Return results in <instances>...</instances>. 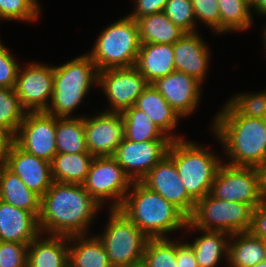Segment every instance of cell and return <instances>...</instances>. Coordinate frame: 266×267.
Here are the masks:
<instances>
[{
  "label": "cell",
  "instance_id": "6da1fadb",
  "mask_svg": "<svg viewBox=\"0 0 266 267\" xmlns=\"http://www.w3.org/2000/svg\"><path fill=\"white\" fill-rule=\"evenodd\" d=\"M102 208L83 184L53 182L41 197L40 232L65 237L90 234Z\"/></svg>",
  "mask_w": 266,
  "mask_h": 267
},
{
  "label": "cell",
  "instance_id": "7a4b0ae2",
  "mask_svg": "<svg viewBox=\"0 0 266 267\" xmlns=\"http://www.w3.org/2000/svg\"><path fill=\"white\" fill-rule=\"evenodd\" d=\"M210 125L228 165L256 167L266 162V122L241 116L228 102Z\"/></svg>",
  "mask_w": 266,
  "mask_h": 267
},
{
  "label": "cell",
  "instance_id": "3957f363",
  "mask_svg": "<svg viewBox=\"0 0 266 267\" xmlns=\"http://www.w3.org/2000/svg\"><path fill=\"white\" fill-rule=\"evenodd\" d=\"M119 210L149 238H170V233L184 231L188 223L177 207L141 181L132 182Z\"/></svg>",
  "mask_w": 266,
  "mask_h": 267
},
{
  "label": "cell",
  "instance_id": "277c9868",
  "mask_svg": "<svg viewBox=\"0 0 266 267\" xmlns=\"http://www.w3.org/2000/svg\"><path fill=\"white\" fill-rule=\"evenodd\" d=\"M98 69L91 57L84 53L62 65L54 66L52 99L46 113L55 117L73 115L91 88L98 86ZM76 109V110H75Z\"/></svg>",
  "mask_w": 266,
  "mask_h": 267
},
{
  "label": "cell",
  "instance_id": "5b68a950",
  "mask_svg": "<svg viewBox=\"0 0 266 267\" xmlns=\"http://www.w3.org/2000/svg\"><path fill=\"white\" fill-rule=\"evenodd\" d=\"M186 139L172 140L167 155L174 161L186 192L196 202L210 193L223 160L216 151Z\"/></svg>",
  "mask_w": 266,
  "mask_h": 267
},
{
  "label": "cell",
  "instance_id": "8992f818",
  "mask_svg": "<svg viewBox=\"0 0 266 267\" xmlns=\"http://www.w3.org/2000/svg\"><path fill=\"white\" fill-rule=\"evenodd\" d=\"M106 26L87 53L98 71L135 66L141 45L137 21L126 15Z\"/></svg>",
  "mask_w": 266,
  "mask_h": 267
},
{
  "label": "cell",
  "instance_id": "52a82bcc",
  "mask_svg": "<svg viewBox=\"0 0 266 267\" xmlns=\"http://www.w3.org/2000/svg\"><path fill=\"white\" fill-rule=\"evenodd\" d=\"M104 232L96 233L107 251L112 267H127L142 263L150 239L119 209H109Z\"/></svg>",
  "mask_w": 266,
  "mask_h": 267
},
{
  "label": "cell",
  "instance_id": "ba28073f",
  "mask_svg": "<svg viewBox=\"0 0 266 267\" xmlns=\"http://www.w3.org/2000/svg\"><path fill=\"white\" fill-rule=\"evenodd\" d=\"M253 209L248 203L217 199L209 193L195 202L188 223L193 228L221 231L229 235L249 232Z\"/></svg>",
  "mask_w": 266,
  "mask_h": 267
},
{
  "label": "cell",
  "instance_id": "9c48e42d",
  "mask_svg": "<svg viewBox=\"0 0 266 267\" xmlns=\"http://www.w3.org/2000/svg\"><path fill=\"white\" fill-rule=\"evenodd\" d=\"M131 184L117 161L106 156L94 157L83 186L98 204L104 208L109 205L111 210L121 207Z\"/></svg>",
  "mask_w": 266,
  "mask_h": 267
},
{
  "label": "cell",
  "instance_id": "30bf717a",
  "mask_svg": "<svg viewBox=\"0 0 266 267\" xmlns=\"http://www.w3.org/2000/svg\"><path fill=\"white\" fill-rule=\"evenodd\" d=\"M54 65L31 61L21 65L15 91L27 112L46 111L52 99Z\"/></svg>",
  "mask_w": 266,
  "mask_h": 267
},
{
  "label": "cell",
  "instance_id": "8fae6325",
  "mask_svg": "<svg viewBox=\"0 0 266 267\" xmlns=\"http://www.w3.org/2000/svg\"><path fill=\"white\" fill-rule=\"evenodd\" d=\"M149 85L135 66L106 69L98 72V86L107 98L106 112H123L134 106L137 98Z\"/></svg>",
  "mask_w": 266,
  "mask_h": 267
},
{
  "label": "cell",
  "instance_id": "7c38bea8",
  "mask_svg": "<svg viewBox=\"0 0 266 267\" xmlns=\"http://www.w3.org/2000/svg\"><path fill=\"white\" fill-rule=\"evenodd\" d=\"M210 194L221 200L248 203L256 208L261 202L258 192V176L255 167L219 166Z\"/></svg>",
  "mask_w": 266,
  "mask_h": 267
},
{
  "label": "cell",
  "instance_id": "4fadbf2b",
  "mask_svg": "<svg viewBox=\"0 0 266 267\" xmlns=\"http://www.w3.org/2000/svg\"><path fill=\"white\" fill-rule=\"evenodd\" d=\"M14 137L21 149L51 162L57 154L56 117L45 111L27 112Z\"/></svg>",
  "mask_w": 266,
  "mask_h": 267
},
{
  "label": "cell",
  "instance_id": "5bb4252c",
  "mask_svg": "<svg viewBox=\"0 0 266 267\" xmlns=\"http://www.w3.org/2000/svg\"><path fill=\"white\" fill-rule=\"evenodd\" d=\"M171 142H134L125 138L112 157L132 182L141 181L168 154Z\"/></svg>",
  "mask_w": 266,
  "mask_h": 267
},
{
  "label": "cell",
  "instance_id": "9a60e30c",
  "mask_svg": "<svg viewBox=\"0 0 266 267\" xmlns=\"http://www.w3.org/2000/svg\"><path fill=\"white\" fill-rule=\"evenodd\" d=\"M88 152L94 157L113 156L125 139V124L121 113L102 111L84 116Z\"/></svg>",
  "mask_w": 266,
  "mask_h": 267
},
{
  "label": "cell",
  "instance_id": "2e32d148",
  "mask_svg": "<svg viewBox=\"0 0 266 267\" xmlns=\"http://www.w3.org/2000/svg\"><path fill=\"white\" fill-rule=\"evenodd\" d=\"M150 190L163 196L187 218L195 208V201L188 195L174 161L166 155L141 180Z\"/></svg>",
  "mask_w": 266,
  "mask_h": 267
},
{
  "label": "cell",
  "instance_id": "e0dca14e",
  "mask_svg": "<svg viewBox=\"0 0 266 267\" xmlns=\"http://www.w3.org/2000/svg\"><path fill=\"white\" fill-rule=\"evenodd\" d=\"M152 85L183 119L194 114L201 103L203 84L184 72L174 70L158 78Z\"/></svg>",
  "mask_w": 266,
  "mask_h": 267
},
{
  "label": "cell",
  "instance_id": "ac0fdd59",
  "mask_svg": "<svg viewBox=\"0 0 266 267\" xmlns=\"http://www.w3.org/2000/svg\"><path fill=\"white\" fill-rule=\"evenodd\" d=\"M4 165L40 197L54 182L50 162L24 151L15 142L11 146Z\"/></svg>",
  "mask_w": 266,
  "mask_h": 267
},
{
  "label": "cell",
  "instance_id": "d6986e66",
  "mask_svg": "<svg viewBox=\"0 0 266 267\" xmlns=\"http://www.w3.org/2000/svg\"><path fill=\"white\" fill-rule=\"evenodd\" d=\"M210 50L201 33H185L173 44L175 70L184 72L203 84L212 59Z\"/></svg>",
  "mask_w": 266,
  "mask_h": 267
},
{
  "label": "cell",
  "instance_id": "ffe728a7",
  "mask_svg": "<svg viewBox=\"0 0 266 267\" xmlns=\"http://www.w3.org/2000/svg\"><path fill=\"white\" fill-rule=\"evenodd\" d=\"M38 218L0 200V241L30 244L39 234Z\"/></svg>",
  "mask_w": 266,
  "mask_h": 267
},
{
  "label": "cell",
  "instance_id": "44dd1931",
  "mask_svg": "<svg viewBox=\"0 0 266 267\" xmlns=\"http://www.w3.org/2000/svg\"><path fill=\"white\" fill-rule=\"evenodd\" d=\"M146 113L151 121L170 139L179 140L185 138L181 133H174L181 117L174 111L158 90L149 84L137 98L134 105ZM178 134V135H177Z\"/></svg>",
  "mask_w": 266,
  "mask_h": 267
},
{
  "label": "cell",
  "instance_id": "7402d4cb",
  "mask_svg": "<svg viewBox=\"0 0 266 267\" xmlns=\"http://www.w3.org/2000/svg\"><path fill=\"white\" fill-rule=\"evenodd\" d=\"M69 237L40 233L28 245L27 267H69Z\"/></svg>",
  "mask_w": 266,
  "mask_h": 267
},
{
  "label": "cell",
  "instance_id": "603a6c76",
  "mask_svg": "<svg viewBox=\"0 0 266 267\" xmlns=\"http://www.w3.org/2000/svg\"><path fill=\"white\" fill-rule=\"evenodd\" d=\"M149 84L175 70L173 44L142 43L135 64Z\"/></svg>",
  "mask_w": 266,
  "mask_h": 267
},
{
  "label": "cell",
  "instance_id": "cb8c5ba5",
  "mask_svg": "<svg viewBox=\"0 0 266 267\" xmlns=\"http://www.w3.org/2000/svg\"><path fill=\"white\" fill-rule=\"evenodd\" d=\"M196 231L201 233L191 242L199 267H218L222 261L227 262L230 235L221 231H207L193 228L187 223L184 233ZM192 231V232H191ZM222 258H225L222 260Z\"/></svg>",
  "mask_w": 266,
  "mask_h": 267
},
{
  "label": "cell",
  "instance_id": "d4e9b609",
  "mask_svg": "<svg viewBox=\"0 0 266 267\" xmlns=\"http://www.w3.org/2000/svg\"><path fill=\"white\" fill-rule=\"evenodd\" d=\"M0 200L39 217L41 197L5 165L0 169Z\"/></svg>",
  "mask_w": 266,
  "mask_h": 267
},
{
  "label": "cell",
  "instance_id": "484cf974",
  "mask_svg": "<svg viewBox=\"0 0 266 267\" xmlns=\"http://www.w3.org/2000/svg\"><path fill=\"white\" fill-rule=\"evenodd\" d=\"M91 234L69 237V267H112L103 243Z\"/></svg>",
  "mask_w": 266,
  "mask_h": 267
},
{
  "label": "cell",
  "instance_id": "4316f807",
  "mask_svg": "<svg viewBox=\"0 0 266 267\" xmlns=\"http://www.w3.org/2000/svg\"><path fill=\"white\" fill-rule=\"evenodd\" d=\"M264 259L263 240L250 232L230 235L228 242V267H253Z\"/></svg>",
  "mask_w": 266,
  "mask_h": 267
},
{
  "label": "cell",
  "instance_id": "83f0119b",
  "mask_svg": "<svg viewBox=\"0 0 266 267\" xmlns=\"http://www.w3.org/2000/svg\"><path fill=\"white\" fill-rule=\"evenodd\" d=\"M93 159L90 153H57L50 162L53 181L83 184Z\"/></svg>",
  "mask_w": 266,
  "mask_h": 267
},
{
  "label": "cell",
  "instance_id": "f1b7e54d",
  "mask_svg": "<svg viewBox=\"0 0 266 267\" xmlns=\"http://www.w3.org/2000/svg\"><path fill=\"white\" fill-rule=\"evenodd\" d=\"M140 43L174 44L186 32L175 25L164 12L136 20Z\"/></svg>",
  "mask_w": 266,
  "mask_h": 267
},
{
  "label": "cell",
  "instance_id": "f546056e",
  "mask_svg": "<svg viewBox=\"0 0 266 267\" xmlns=\"http://www.w3.org/2000/svg\"><path fill=\"white\" fill-rule=\"evenodd\" d=\"M84 116L56 117L57 153H89L85 139Z\"/></svg>",
  "mask_w": 266,
  "mask_h": 267
},
{
  "label": "cell",
  "instance_id": "4dcf8cb0",
  "mask_svg": "<svg viewBox=\"0 0 266 267\" xmlns=\"http://www.w3.org/2000/svg\"><path fill=\"white\" fill-rule=\"evenodd\" d=\"M125 124V138L134 142L172 141L151 119L135 106L121 112Z\"/></svg>",
  "mask_w": 266,
  "mask_h": 267
},
{
  "label": "cell",
  "instance_id": "1f68e13d",
  "mask_svg": "<svg viewBox=\"0 0 266 267\" xmlns=\"http://www.w3.org/2000/svg\"><path fill=\"white\" fill-rule=\"evenodd\" d=\"M220 10V35L249 30L254 17L244 0H217Z\"/></svg>",
  "mask_w": 266,
  "mask_h": 267
},
{
  "label": "cell",
  "instance_id": "d6a6232c",
  "mask_svg": "<svg viewBox=\"0 0 266 267\" xmlns=\"http://www.w3.org/2000/svg\"><path fill=\"white\" fill-rule=\"evenodd\" d=\"M144 267H179L176 262V239L150 238L143 254Z\"/></svg>",
  "mask_w": 266,
  "mask_h": 267
},
{
  "label": "cell",
  "instance_id": "836d02e7",
  "mask_svg": "<svg viewBox=\"0 0 266 267\" xmlns=\"http://www.w3.org/2000/svg\"><path fill=\"white\" fill-rule=\"evenodd\" d=\"M27 111L22 107L15 87H0V126L16 135Z\"/></svg>",
  "mask_w": 266,
  "mask_h": 267
},
{
  "label": "cell",
  "instance_id": "e575fe53",
  "mask_svg": "<svg viewBox=\"0 0 266 267\" xmlns=\"http://www.w3.org/2000/svg\"><path fill=\"white\" fill-rule=\"evenodd\" d=\"M41 6L38 0H0L1 20L35 22L41 17Z\"/></svg>",
  "mask_w": 266,
  "mask_h": 267
},
{
  "label": "cell",
  "instance_id": "d590c367",
  "mask_svg": "<svg viewBox=\"0 0 266 267\" xmlns=\"http://www.w3.org/2000/svg\"><path fill=\"white\" fill-rule=\"evenodd\" d=\"M237 93L227 102L241 115L249 118L266 117V90L252 93Z\"/></svg>",
  "mask_w": 266,
  "mask_h": 267
},
{
  "label": "cell",
  "instance_id": "8d00e7d4",
  "mask_svg": "<svg viewBox=\"0 0 266 267\" xmlns=\"http://www.w3.org/2000/svg\"><path fill=\"white\" fill-rule=\"evenodd\" d=\"M163 12L186 33L198 32L191 0H168Z\"/></svg>",
  "mask_w": 266,
  "mask_h": 267
},
{
  "label": "cell",
  "instance_id": "74e56055",
  "mask_svg": "<svg viewBox=\"0 0 266 267\" xmlns=\"http://www.w3.org/2000/svg\"><path fill=\"white\" fill-rule=\"evenodd\" d=\"M196 23L202 22L215 35L220 34V10L217 0H191Z\"/></svg>",
  "mask_w": 266,
  "mask_h": 267
},
{
  "label": "cell",
  "instance_id": "f35d334b",
  "mask_svg": "<svg viewBox=\"0 0 266 267\" xmlns=\"http://www.w3.org/2000/svg\"><path fill=\"white\" fill-rule=\"evenodd\" d=\"M26 243L0 241V267H27Z\"/></svg>",
  "mask_w": 266,
  "mask_h": 267
},
{
  "label": "cell",
  "instance_id": "ab89813d",
  "mask_svg": "<svg viewBox=\"0 0 266 267\" xmlns=\"http://www.w3.org/2000/svg\"><path fill=\"white\" fill-rule=\"evenodd\" d=\"M0 39V87L13 88L16 85V79L18 75L19 65L15 55L11 54V51L7 46L2 43Z\"/></svg>",
  "mask_w": 266,
  "mask_h": 267
},
{
  "label": "cell",
  "instance_id": "60d3db41",
  "mask_svg": "<svg viewBox=\"0 0 266 267\" xmlns=\"http://www.w3.org/2000/svg\"><path fill=\"white\" fill-rule=\"evenodd\" d=\"M135 4L133 11L127 14L135 21L148 15L163 12L168 0H132Z\"/></svg>",
  "mask_w": 266,
  "mask_h": 267
},
{
  "label": "cell",
  "instance_id": "b9f144b4",
  "mask_svg": "<svg viewBox=\"0 0 266 267\" xmlns=\"http://www.w3.org/2000/svg\"><path fill=\"white\" fill-rule=\"evenodd\" d=\"M249 232L256 238L266 239V201H262L253 209Z\"/></svg>",
  "mask_w": 266,
  "mask_h": 267
},
{
  "label": "cell",
  "instance_id": "7bdbcfd3",
  "mask_svg": "<svg viewBox=\"0 0 266 267\" xmlns=\"http://www.w3.org/2000/svg\"><path fill=\"white\" fill-rule=\"evenodd\" d=\"M176 239V262L179 267H199L194 250L188 240Z\"/></svg>",
  "mask_w": 266,
  "mask_h": 267
},
{
  "label": "cell",
  "instance_id": "ee69618b",
  "mask_svg": "<svg viewBox=\"0 0 266 267\" xmlns=\"http://www.w3.org/2000/svg\"><path fill=\"white\" fill-rule=\"evenodd\" d=\"M15 142L14 135L4 127L0 126V161L4 164Z\"/></svg>",
  "mask_w": 266,
  "mask_h": 267
},
{
  "label": "cell",
  "instance_id": "f6af8a7d",
  "mask_svg": "<svg viewBox=\"0 0 266 267\" xmlns=\"http://www.w3.org/2000/svg\"><path fill=\"white\" fill-rule=\"evenodd\" d=\"M258 176V192L262 201H266V162L255 167Z\"/></svg>",
  "mask_w": 266,
  "mask_h": 267
},
{
  "label": "cell",
  "instance_id": "bcb514c9",
  "mask_svg": "<svg viewBox=\"0 0 266 267\" xmlns=\"http://www.w3.org/2000/svg\"><path fill=\"white\" fill-rule=\"evenodd\" d=\"M249 6L252 16L254 13L259 14V16H266V0H253Z\"/></svg>",
  "mask_w": 266,
  "mask_h": 267
},
{
  "label": "cell",
  "instance_id": "7dc6e473",
  "mask_svg": "<svg viewBox=\"0 0 266 267\" xmlns=\"http://www.w3.org/2000/svg\"><path fill=\"white\" fill-rule=\"evenodd\" d=\"M263 34H262V37H263V47H265L264 49L266 50V24L265 25H263V32H262ZM266 52V51H265Z\"/></svg>",
  "mask_w": 266,
  "mask_h": 267
},
{
  "label": "cell",
  "instance_id": "c3c4849f",
  "mask_svg": "<svg viewBox=\"0 0 266 267\" xmlns=\"http://www.w3.org/2000/svg\"><path fill=\"white\" fill-rule=\"evenodd\" d=\"M263 247H264V259H263V261L266 262V239L263 240Z\"/></svg>",
  "mask_w": 266,
  "mask_h": 267
},
{
  "label": "cell",
  "instance_id": "681fc988",
  "mask_svg": "<svg viewBox=\"0 0 266 267\" xmlns=\"http://www.w3.org/2000/svg\"><path fill=\"white\" fill-rule=\"evenodd\" d=\"M253 267H266V262L265 261L259 262L258 264H256Z\"/></svg>",
  "mask_w": 266,
  "mask_h": 267
},
{
  "label": "cell",
  "instance_id": "f907efd6",
  "mask_svg": "<svg viewBox=\"0 0 266 267\" xmlns=\"http://www.w3.org/2000/svg\"><path fill=\"white\" fill-rule=\"evenodd\" d=\"M127 267H144V265L142 263H140V264H137V265L127 266Z\"/></svg>",
  "mask_w": 266,
  "mask_h": 267
},
{
  "label": "cell",
  "instance_id": "816d5d0a",
  "mask_svg": "<svg viewBox=\"0 0 266 267\" xmlns=\"http://www.w3.org/2000/svg\"><path fill=\"white\" fill-rule=\"evenodd\" d=\"M246 3H248L249 5L253 2V0H244Z\"/></svg>",
  "mask_w": 266,
  "mask_h": 267
},
{
  "label": "cell",
  "instance_id": "f5cc1de1",
  "mask_svg": "<svg viewBox=\"0 0 266 267\" xmlns=\"http://www.w3.org/2000/svg\"><path fill=\"white\" fill-rule=\"evenodd\" d=\"M4 164L0 161V169H1V167L3 166Z\"/></svg>",
  "mask_w": 266,
  "mask_h": 267
}]
</instances>
